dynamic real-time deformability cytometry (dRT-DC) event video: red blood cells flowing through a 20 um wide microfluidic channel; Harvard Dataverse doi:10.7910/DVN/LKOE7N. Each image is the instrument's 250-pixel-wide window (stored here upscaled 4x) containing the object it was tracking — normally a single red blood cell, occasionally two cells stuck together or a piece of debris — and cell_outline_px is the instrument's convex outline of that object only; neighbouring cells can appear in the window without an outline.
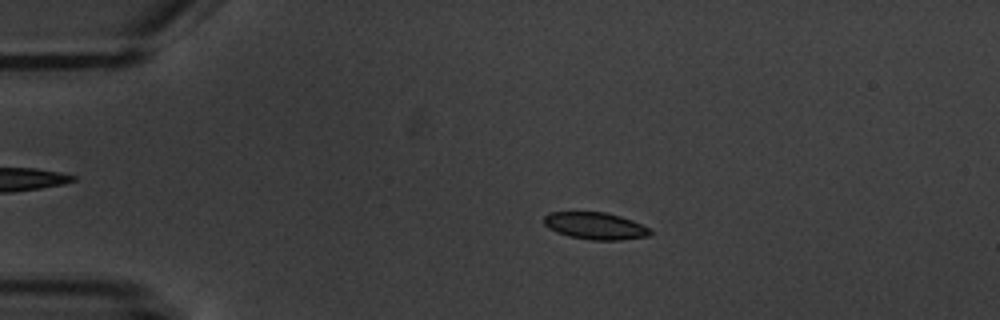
{"species": "common noctule bat (a hibernating species)", "species_latin": "Nyctalus noctula", "temperature_condition": "warm", "stored_images_in_passage": 6, "camera_frame_rate_fps": 3000, "um_per_image_px": 0.085, "animal": {"sex": "male", "body_mass_g": 20.1, "forearm_length_mm": 53.5}, "frame": {"image": 1, "passage_image": 4, "time_ms": 3.667, "image_size_px": [1000, 320], "cell_outline_px": [[652, 232], [648, 236], [620, 240], [592, 240], [568, 236], [556, 232], [548, 228], [544, 224], [544, 216], [548, 212], [604, 212], [620, 216], [632, 220], [652, 228]], "centroid_in_image_um": [50.6, 19.2], "position_along_channel_um": 34.4, "area_um2": 16.88}}